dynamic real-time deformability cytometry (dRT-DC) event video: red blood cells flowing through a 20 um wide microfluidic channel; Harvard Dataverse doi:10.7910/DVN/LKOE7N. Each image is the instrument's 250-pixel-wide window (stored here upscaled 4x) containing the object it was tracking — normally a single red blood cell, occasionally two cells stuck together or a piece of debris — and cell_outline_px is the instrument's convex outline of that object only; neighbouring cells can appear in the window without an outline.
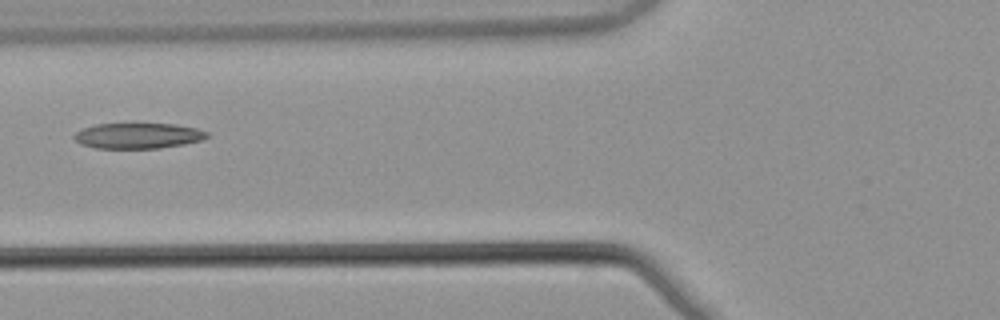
{"species": "common noctule bat (a hibernating species)", "species_latin": "Nyctalus noctula", "temperature_condition": "warm", "stored_images_in_passage": 2, "camera_frame_rate_fps": 3000, "um_per_image_px": 0.085, "animal": {"sex": "male", "body_mass_g": 21.5, "forearm_length_mm": 52.0}, "frame": {"image": 1, "passage_image": 2, "time_ms": 0.333, "image_size_px": [1000, 320], "cell_outline_px": [[208, 136], [204, 140], [184, 144], [160, 148], [96, 148], [80, 144], [72, 136], [76, 132], [84, 128], [96, 124], [176, 124], [196, 128], [208, 132]], "centroid_in_image_um": [11.75, 11.54], "position_along_channel_um": 114.0, "area_um2": 19.77}}